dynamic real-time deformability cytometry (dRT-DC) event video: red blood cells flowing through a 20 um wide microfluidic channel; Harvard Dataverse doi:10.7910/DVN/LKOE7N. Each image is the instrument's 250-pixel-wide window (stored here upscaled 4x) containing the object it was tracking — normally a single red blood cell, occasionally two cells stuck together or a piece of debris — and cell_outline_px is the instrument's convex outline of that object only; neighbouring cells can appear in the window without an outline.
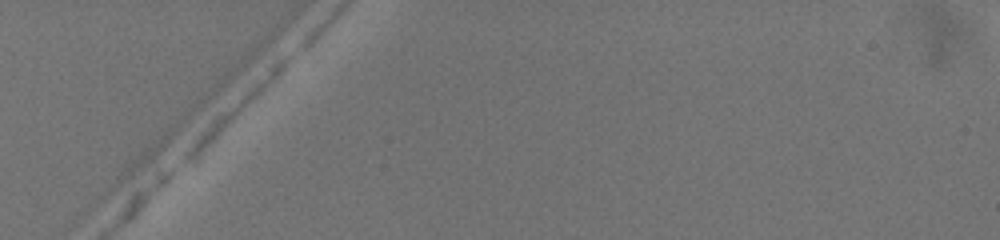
{"species": "common noctule bat (a hibernating species)", "species_latin": "Nyctalus noctula", "temperature_condition": "warm", "stored_images_in_passage": 2, "camera_frame_rate_fps": 3000, "um_per_image_px": 0.085, "animal": {"sex": "female", "body_mass_g": 19.5, "forearm_length_mm": 54.1}, "frame": {"image": 1, "passage_image": 1, "time_ms": 0.0, "image_size_px": [1000, 240], "cell_outline_px": [[292, 56], [228, 120], [184, 160], [184, 152], [196, 136], [220, 112], [280, 56], [292, 52]], "centroid_in_image_um": [20.07, 8.88], "position_along_channel_um": 64.9, "area_um2": 10.12}}